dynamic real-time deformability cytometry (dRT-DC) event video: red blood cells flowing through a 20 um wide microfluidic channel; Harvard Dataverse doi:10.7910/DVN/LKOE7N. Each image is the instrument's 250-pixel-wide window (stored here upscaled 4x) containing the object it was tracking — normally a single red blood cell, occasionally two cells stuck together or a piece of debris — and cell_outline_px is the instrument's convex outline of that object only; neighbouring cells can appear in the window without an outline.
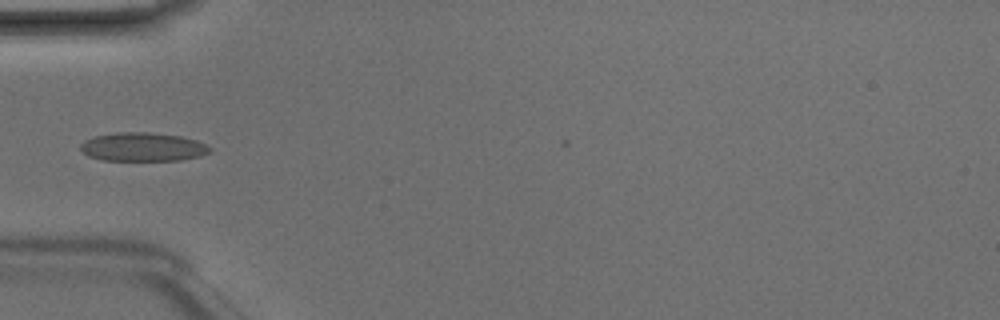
{"species": "Egyptian fruit bat (a non-hibernating species)", "species_latin": "Rousettus aegyptiacus", "temperature_condition": "room temperature", "stored_images_in_passage": 25, "camera_frame_rate_fps": 3000, "um_per_image_px": 0.085, "animal": {"sex": "male"}, "frame": {"image": 1, "passage_image": 1, "time_ms": 0.0, "image_size_px": [1000, 320], "cell_outline_px": [[212, 148], [208, 152], [200, 156], [180, 160], [100, 160], [88, 156], [80, 148], [80, 144], [84, 140], [96, 136], [116, 132], [148, 132], [180, 136], [196, 140]], "centroid_in_image_um": [12.11, 12.49], "position_along_channel_um": 72.9, "area_um2": 21.5}}
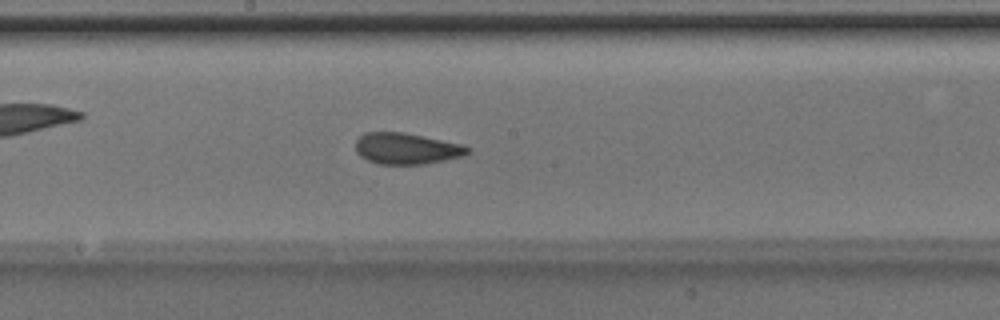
{"frame": {"image": 2, "passage_image": 11, "time_ms": 3.333, "image_size_px": [1000, 320], "cell_outline_px": [[472, 152], [464, 156], [424, 164], [380, 164], [368, 160], [360, 156], [356, 152], [356, 140], [364, 132], [404, 132], [464, 144], [472, 148]], "centroid_in_image_um": [34.61, 12.62], "position_along_channel_um": 213.6, "area_um2": 20.63}}
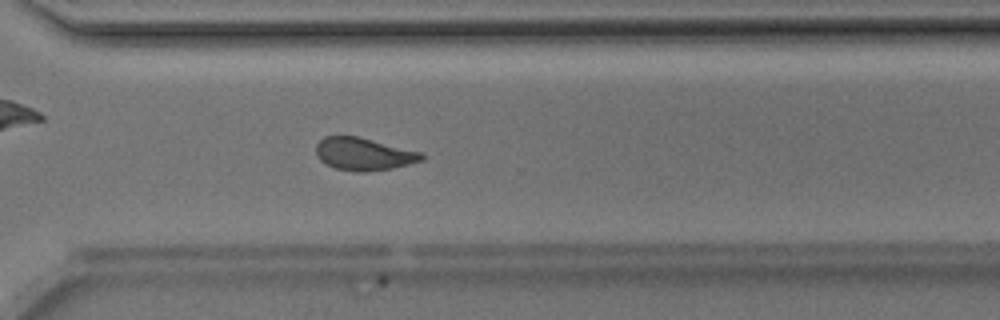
{"frame": {"image": 3, "passage_image": 20, "time_ms": 6.333, "image_size_px": [1000, 320], "cell_outline_px": [[424, 160], [392, 168], [364, 172], [356, 172], [336, 168], [324, 164], [316, 156], [316, 144], [324, 136], [360, 136], [424, 152]], "centroid_in_image_um": [30.93, 13.08], "position_along_channel_um": 339.7, "area_um2": 20.4}}